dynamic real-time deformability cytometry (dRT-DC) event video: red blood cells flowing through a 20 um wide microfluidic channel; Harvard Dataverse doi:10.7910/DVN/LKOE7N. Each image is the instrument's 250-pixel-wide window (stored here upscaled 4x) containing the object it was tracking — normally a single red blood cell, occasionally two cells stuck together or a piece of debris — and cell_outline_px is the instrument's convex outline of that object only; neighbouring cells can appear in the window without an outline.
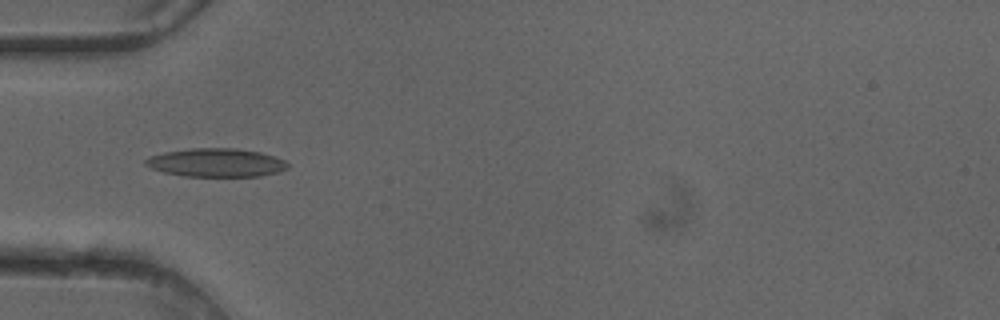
{"species": "common noctule bat (a hibernating species)", "species_latin": "Nyctalus noctula", "temperature_condition": "cold", "stored_images_in_passage": 35, "camera_frame_rate_fps": 3000, "um_per_image_px": 0.085, "animal": {"sex": "female"}, "frame": {"image": 1, "passage_image": 1, "time_ms": 0.0, "image_size_px": [1000, 320], "cell_outline_px": [[288, 168], [280, 172], [260, 176], [184, 176], [164, 172], [152, 168], [144, 164], [144, 160], [148, 156], [164, 152], [188, 148], [236, 148], [260, 152], [284, 160], [288, 164]], "centroid_in_image_um": [18.36, 13.82], "position_along_channel_um": 66.6, "area_um2": 23.64}}
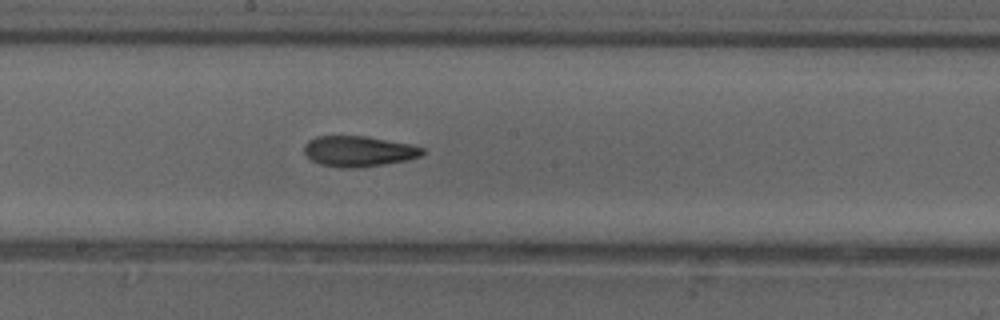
{"frame": {"image": 2, "passage_image": 12, "time_ms": 3.667, "image_size_px": [1000, 320], "cell_outline_px": [[424, 152], [420, 156], [408, 160], [384, 164], [352, 168], [340, 168], [320, 164], [312, 160], [304, 152], [304, 144], [308, 140], [316, 136], [368, 136], [408, 144], [424, 148]], "centroid_in_image_um": [30.46, 12.85], "position_along_channel_um": 217.7, "area_um2": 21.04}}
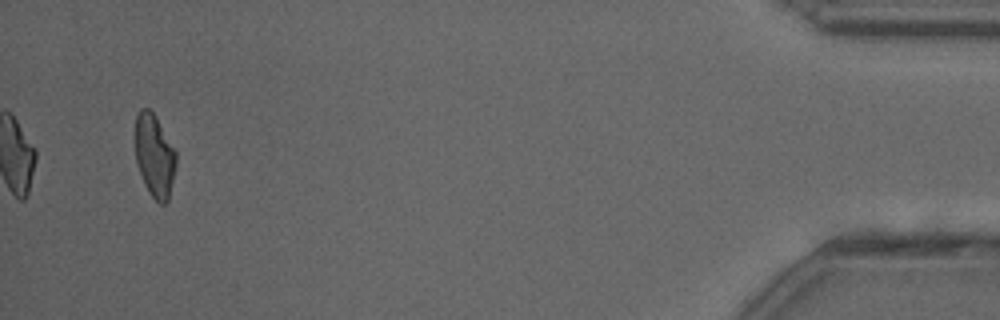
{"frame": {"image": 3, "passage_image": 33, "time_ms": 10.667, "image_size_px": [1000, 320], "cell_outline_px": [[176, 164], [168, 200], [164, 204], [160, 204], [148, 192], [144, 184], [136, 160], [136, 116], [140, 108], [148, 108], [156, 116], [176, 152]], "centroid_in_image_um": [13.14, 13.23], "position_along_channel_um": 422.1, "area_um2": 19.48}, "authors_computed_cell_mechanics": {"area_um2": 21.0392, "velocity_mm_per_s": 4.1041, "shape_relaxation_time_tau1_ms": 6.2926, "shape_relaxation_time_tau2_ms": 3.3502, "deformation_change_tau1": 0.1629, "deformation_change_tau2": 0.1099}}